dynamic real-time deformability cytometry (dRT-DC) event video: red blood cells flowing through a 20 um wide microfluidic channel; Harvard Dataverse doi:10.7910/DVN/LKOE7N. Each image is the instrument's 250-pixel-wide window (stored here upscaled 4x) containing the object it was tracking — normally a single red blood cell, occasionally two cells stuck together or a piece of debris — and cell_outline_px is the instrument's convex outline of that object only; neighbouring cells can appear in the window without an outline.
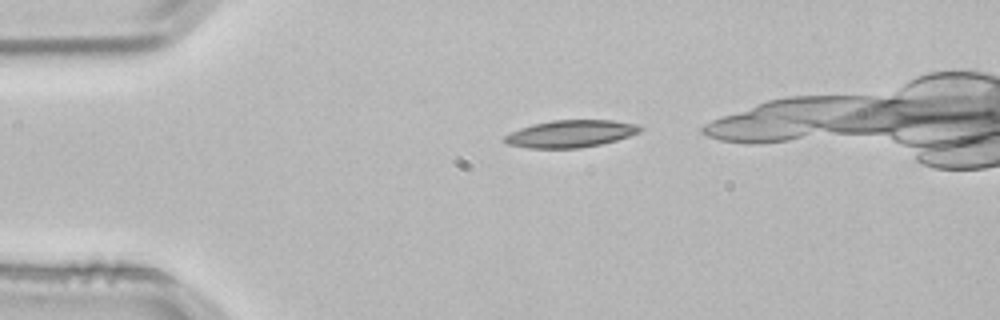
{"species": "common noctule bat (a hibernating species)", "species_latin": "Nyctalus noctula", "temperature_condition": "room temperature", "stored_images_in_passage": 2, "camera_frame_rate_fps": 3000, "um_per_image_px": 0.085, "animal": {"sex": "male", "body_mass_g": 21.5, "forearm_length_mm": 52.0}, "frame": {"image": 1, "passage_image": 2, "time_ms": 0.333, "image_size_px": [1000, 320], "cell_outline_px": [[644, 128], [640, 132], [616, 140], [600, 144], [580, 148], [528, 148], [508, 144], [504, 140], [504, 136], [520, 128], [532, 124], [552, 120], [612, 120], [640, 124]], "centroid_in_image_um": [48.54, 11.36], "position_along_channel_um": 36.5, "area_um2": 21.5}}